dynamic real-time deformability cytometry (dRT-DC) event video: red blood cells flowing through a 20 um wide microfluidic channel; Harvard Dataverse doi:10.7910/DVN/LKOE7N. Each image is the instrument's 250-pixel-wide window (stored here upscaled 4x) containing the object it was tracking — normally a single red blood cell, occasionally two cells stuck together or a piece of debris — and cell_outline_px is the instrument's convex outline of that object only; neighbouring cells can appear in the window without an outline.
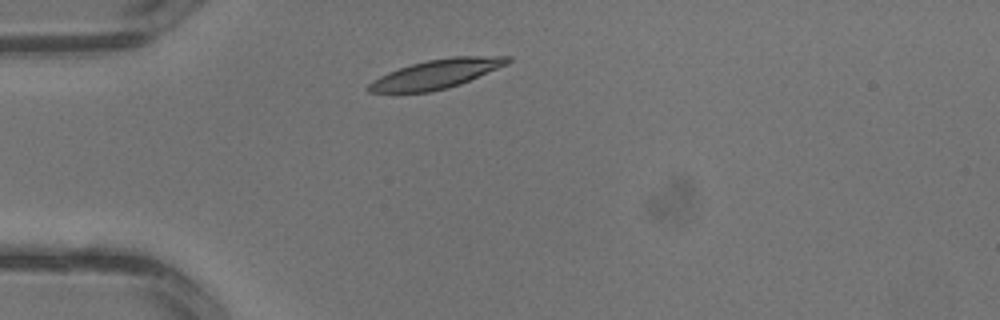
{"species": "common noctule bat (a hibernating species)", "species_latin": "Nyctalus noctula", "temperature_condition": "warm", "stored_images_in_passage": 2, "camera_frame_rate_fps": 3000, "um_per_image_px": 0.085, "animal": {"sex": "male", "body_mass_g": 13.3}, "frame": {"image": 1, "passage_image": 1, "time_ms": 0.0, "image_size_px": [1000, 320], "cell_outline_px": [[512, 60], [508, 64], [460, 84], [448, 88], [428, 92], [368, 92], [364, 88], [372, 80], [388, 72], [412, 64], [428, 60], [452, 56], [512, 56]], "centroid_in_image_um": [37.09, 6.28], "position_along_channel_um": 47.9, "area_um2": 23.47}}